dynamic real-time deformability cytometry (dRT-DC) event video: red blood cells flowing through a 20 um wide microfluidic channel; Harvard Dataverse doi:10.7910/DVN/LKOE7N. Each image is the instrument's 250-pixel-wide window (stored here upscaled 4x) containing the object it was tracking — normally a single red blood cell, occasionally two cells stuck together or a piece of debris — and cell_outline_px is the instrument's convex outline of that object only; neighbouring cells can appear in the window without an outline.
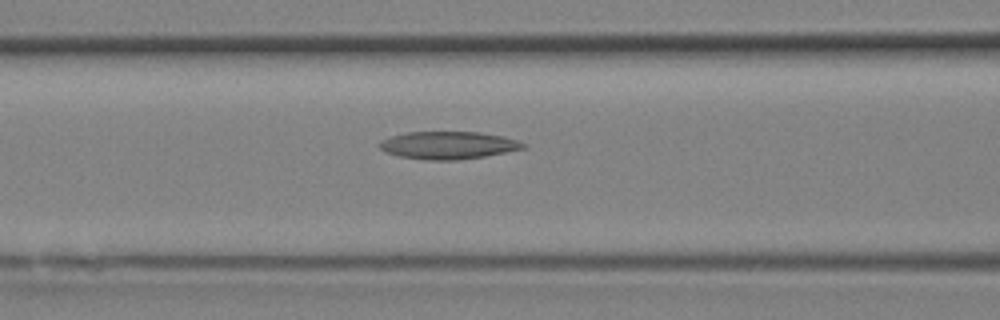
{"species": "Egyptian fruit bat (a non-hibernating species)", "species_latin": "Rousettus aegyptiacus", "temperature_condition": "room temperature", "stored_images_in_passage": 6, "camera_frame_rate_fps": 3000, "um_per_image_px": 0.085, "animal": {"sex": "female"}, "frame": {"image": 1, "passage_image": 4, "time_ms": 1.0, "image_size_px": [1000, 320], "cell_outline_px": [[528, 148], [484, 156], [456, 160], [428, 160], [400, 156], [384, 152], [376, 144], [380, 140], [392, 136], [408, 132], [480, 132], [504, 136], [520, 140], [528, 144]], "centroid_in_image_um": [38.14, 12.34], "position_along_channel_um": 128.5, "area_um2": 23.35}}
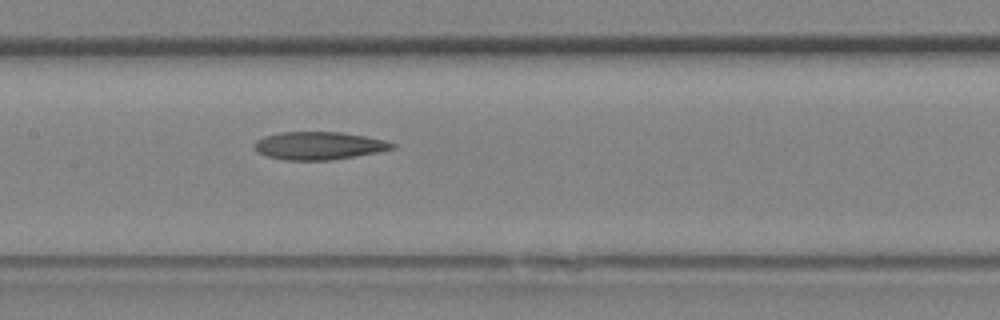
{"frame": {"image": 2, "passage_image": 6, "time_ms": 1.667, "image_size_px": [1000, 320], "cell_outline_px": [[396, 148], [376, 152], [332, 160], [284, 160], [268, 156], [256, 152], [252, 148], [252, 144], [256, 140], [264, 136], [280, 132], [340, 132], [364, 136], [384, 140], [396, 144]], "centroid_in_image_um": [27.04, 12.38], "position_along_channel_um": 180.4, "area_um2": 22.43}}